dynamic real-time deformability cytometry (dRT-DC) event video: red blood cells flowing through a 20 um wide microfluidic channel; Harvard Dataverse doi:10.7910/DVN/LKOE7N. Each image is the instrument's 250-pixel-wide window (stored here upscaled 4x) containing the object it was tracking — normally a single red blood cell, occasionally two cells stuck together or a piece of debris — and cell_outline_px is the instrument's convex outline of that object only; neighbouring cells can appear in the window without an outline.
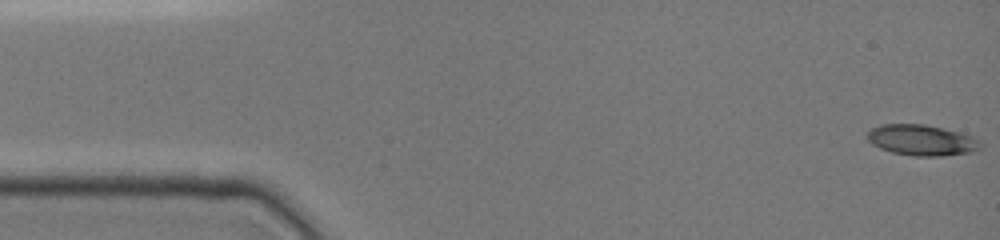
{"species": "common noctule bat (a hibernating species)", "species_latin": "Nyctalus noctula", "temperature_condition": "cold", "stored_images_in_passage": 43, "camera_frame_rate_fps": 3000, "um_per_image_px": 0.085, "animal": {"sex": "female", "body_mass_g": 19.0, "forearm_length_mm": 51.5}, "frame": {"image": 1, "passage_image": 1, "time_ms": 0.0, "image_size_px": [1000, 240], "cell_outline_px": [[980, 148], [972, 152], [940, 156], [916, 156], [892, 152], [880, 148], [872, 144], [868, 140], [868, 132], [872, 128], [880, 124], [924, 124], [972, 136], [980, 144]], "centroid_in_image_um": [78.3, 11.91], "position_along_channel_um": 6.7, "area_um2": 19.94}}
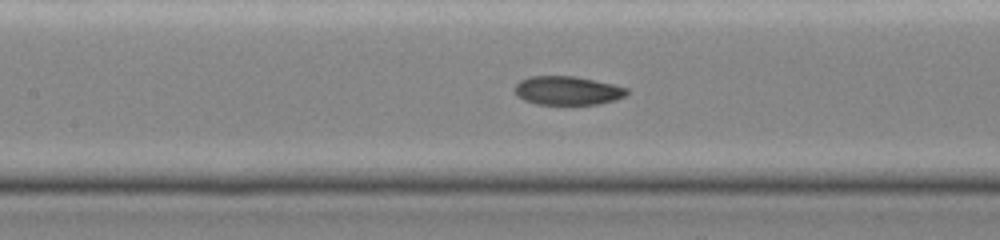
{"frame": {"image": 2, "passage_image": 19, "time_ms": 7.0, "image_size_px": [1000, 240], "cell_outline_px": [[628, 92], [624, 96], [616, 100], [596, 104], [536, 104], [524, 100], [516, 96], [516, 84], [520, 80], [528, 76], [576, 76], [612, 84], [628, 88]], "centroid_in_image_um": [48.22, 7.69], "position_along_channel_um": 159.2, "area_um2": 18.73}}
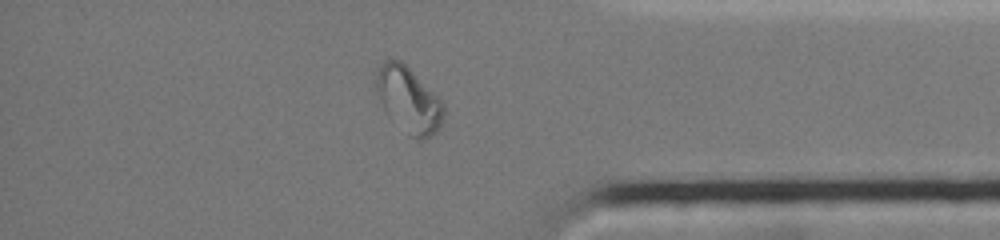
{"frame": {"image": 3, "passage_image": 37, "time_ms": 13.333, "image_size_px": [1000, 240], "cell_outline_px": [[444, 112], [440, 124], [436, 132], [432, 136], [424, 140], [416, 140], [408, 136], [384, 112], [376, 88], [376, 68], [384, 60], [400, 60], [444, 104]], "centroid_in_image_um": [34.69, 8.54], "position_along_channel_um": 400.5, "area_um2": 25.61}, "authors_computed_cell_mechanics": {"area_um2": 19.4786, "velocity_mm_per_s": 3.9276, "shape_relaxation_time_tau1_ms": null, "shape_relaxation_time_tau2_ms": 2.4232, "deformation_change_tau1": null, "deformation_change_tau2": 0.0443}}